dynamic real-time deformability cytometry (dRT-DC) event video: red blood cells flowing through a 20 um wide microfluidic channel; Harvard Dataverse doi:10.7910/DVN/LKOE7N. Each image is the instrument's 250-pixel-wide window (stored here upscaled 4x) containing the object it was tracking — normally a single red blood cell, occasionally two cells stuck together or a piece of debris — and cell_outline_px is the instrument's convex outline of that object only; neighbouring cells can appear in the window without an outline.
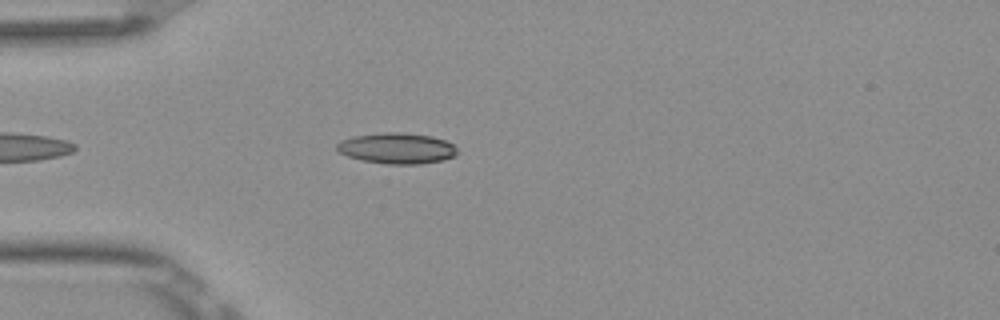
{"species": "Egyptian fruit bat (a non-hibernating species)", "species_latin": "Rousettus aegyptiacus", "temperature_condition": "room temperature", "stored_images_in_passage": 43, "camera_frame_rate_fps": 3000, "um_per_image_px": 0.085, "frame": {"image": 1, "passage_image": 6, "time_ms": 1.667, "image_size_px": [1000, 320], "cell_outline_px": [[456, 156], [444, 160], [420, 164], [384, 164], [364, 160], [348, 156], [340, 152], [336, 148], [336, 144], [340, 140], [352, 136], [384, 132], [400, 132], [432, 136], [444, 140], [452, 144], [456, 148]], "centroid_in_image_um": [33.73, 12.6], "position_along_channel_um": 51.3, "area_um2": 21.68}}
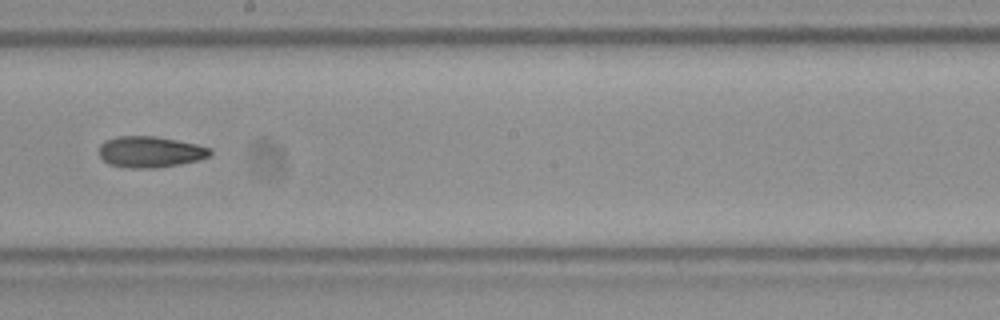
{"frame": {"image": 2, "passage_image": 21, "time_ms": 6.667, "image_size_px": [1000, 320], "cell_outline_px": [[212, 152], [208, 156], [200, 160], [180, 164], [156, 168], [132, 168], [108, 164], [100, 156], [100, 144], [104, 140], [116, 136], [156, 136], [196, 144], [212, 148]], "centroid_in_image_um": [12.77, 12.9], "position_along_channel_um": 235.4, "area_um2": 20.23}}
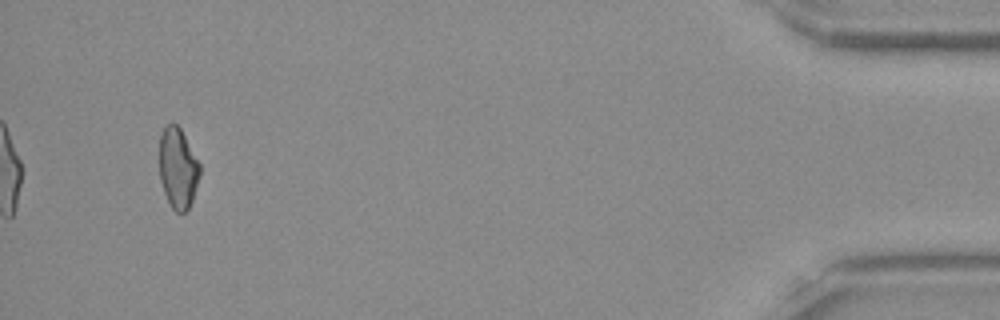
{"frame": {"image": 3, "passage_image": 41, "time_ms": 13.333, "image_size_px": [1000, 320], "cell_outline_px": [[200, 176], [192, 200], [188, 208], [184, 212], [176, 212], [172, 208], [164, 192], [160, 180], [160, 136], [164, 128], [168, 124], [176, 124], [180, 128], [200, 164]], "centroid_in_image_um": [15.13, 14.3], "position_along_channel_um": 420.1, "area_um2": 18.73}, "authors_computed_cell_mechanics": {"area_um2": 19.9988, "velocity_mm_per_s": 3.8939, "shape_relaxation_time_tau1_ms": null, "shape_relaxation_time_tau2_ms": 6.6355, "deformation_change_tau1": null, "deformation_change_tau2": 0.1471}}